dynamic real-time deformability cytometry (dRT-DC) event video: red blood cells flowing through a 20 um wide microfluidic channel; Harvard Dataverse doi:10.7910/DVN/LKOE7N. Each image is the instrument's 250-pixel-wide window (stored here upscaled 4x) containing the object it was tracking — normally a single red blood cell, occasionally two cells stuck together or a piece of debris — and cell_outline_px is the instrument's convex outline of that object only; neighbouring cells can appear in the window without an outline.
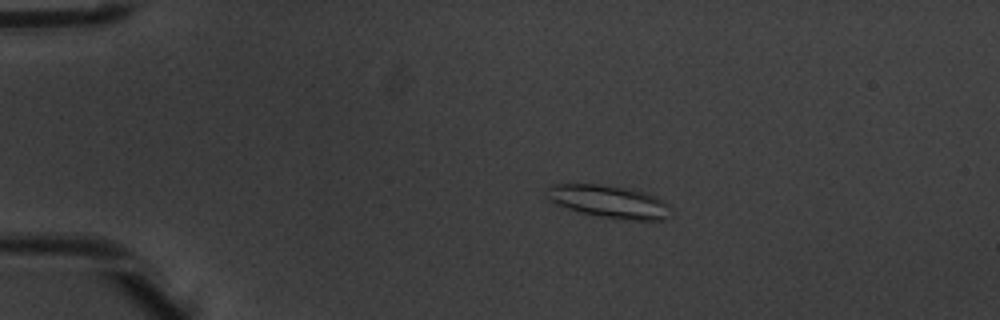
{"species": "common noctule bat (a hibernating species)", "species_latin": "Nyctalus noctula", "temperature_condition": "warm", "stored_images_in_passage": 2, "camera_frame_rate_fps": 3000, "um_per_image_px": 0.085, "animal": {"sex": "male", "body_mass_g": 20.1, "forearm_length_mm": 53.5}, "frame": {"image": 1, "passage_image": 1, "time_ms": 0.0, "image_size_px": [1000, 320], "cell_outline_px": [[672, 216], [664, 220], [636, 220], [600, 216], [580, 212], [568, 208], [544, 196], [548, 188], [556, 184], [596, 184], [632, 188], [656, 196], [668, 204], [672, 208]], "centroid_in_image_um": [51.86, 17.13], "position_along_channel_um": 33.1, "area_um2": 23.52}}